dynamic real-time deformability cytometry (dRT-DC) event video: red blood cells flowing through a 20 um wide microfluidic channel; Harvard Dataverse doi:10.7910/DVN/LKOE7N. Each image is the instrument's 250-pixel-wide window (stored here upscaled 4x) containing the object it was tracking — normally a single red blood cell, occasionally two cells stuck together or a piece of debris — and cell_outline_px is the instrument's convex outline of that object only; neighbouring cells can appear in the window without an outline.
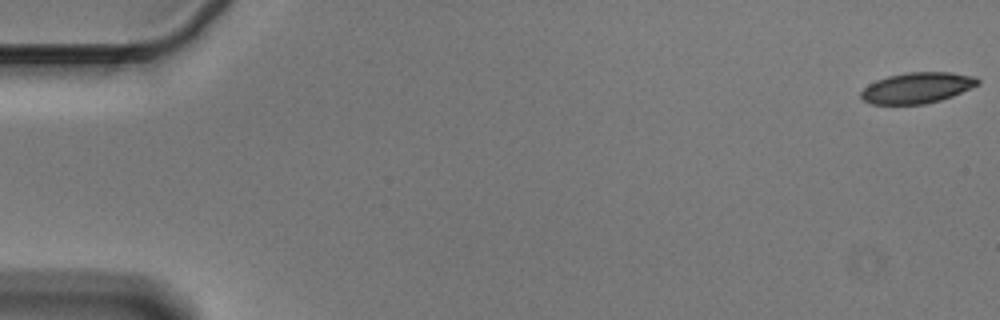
{"species": "Egyptian fruit bat (a non-hibernating species)", "species_latin": "Rousettus aegyptiacus", "temperature_condition": "cold", "stored_images_in_passage": 7, "camera_frame_rate_fps": 3000, "um_per_image_px": 0.085, "animal": {"sex": "male"}, "frame": {"image": 1, "passage_image": 1, "time_ms": 0.0, "image_size_px": [1000, 320], "cell_outline_px": [[980, 84], [952, 96], [940, 100], [924, 104], [872, 104], [864, 100], [860, 96], [860, 92], [868, 84], [876, 80], [888, 76], [908, 72], [952, 72], [976, 76], [980, 80]], "centroid_in_image_um": [77.97, 7.45], "position_along_channel_um": 7.0, "area_um2": 21.04}}
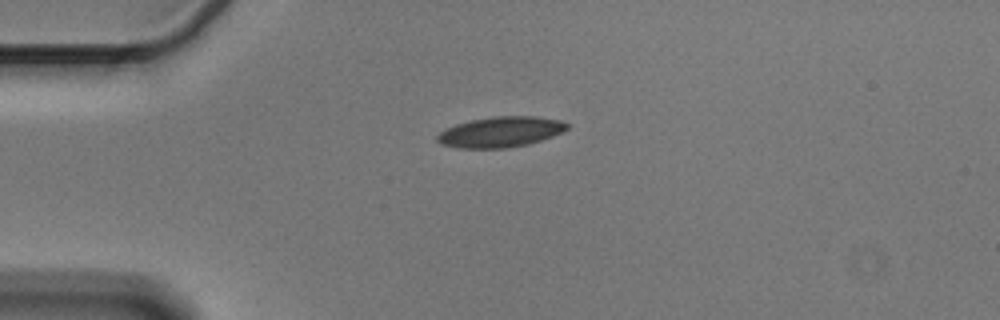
{"frame": {"image": 2, "passage_image": 4, "time_ms": 1.0, "image_size_px": [1000, 320], "cell_outline_px": [[568, 128], [552, 136], [528, 144], [504, 148], [460, 148], [440, 144], [436, 140], [436, 136], [440, 132], [456, 124], [472, 120], [492, 116], [536, 116], [560, 120], [568, 124]], "centroid_in_image_um": [42.53, 11.21], "position_along_channel_um": 42.5, "area_um2": 22.89}}
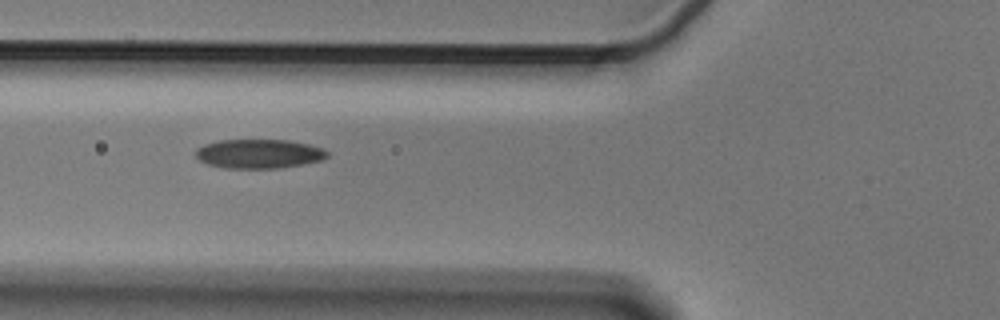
{"frame": {"image": 3, "passage_image": 6, "time_ms": 1.667, "image_size_px": [1000, 320], "cell_outline_px": [[328, 156], [324, 160], [276, 168], [224, 168], [208, 164], [200, 160], [196, 156], [196, 148], [204, 144], [220, 140], [288, 140], [308, 144], [324, 148], [328, 152]], "centroid_in_image_um": [22.02, 13.06], "position_along_channel_um": 103.8, "area_um2": 22.31}}